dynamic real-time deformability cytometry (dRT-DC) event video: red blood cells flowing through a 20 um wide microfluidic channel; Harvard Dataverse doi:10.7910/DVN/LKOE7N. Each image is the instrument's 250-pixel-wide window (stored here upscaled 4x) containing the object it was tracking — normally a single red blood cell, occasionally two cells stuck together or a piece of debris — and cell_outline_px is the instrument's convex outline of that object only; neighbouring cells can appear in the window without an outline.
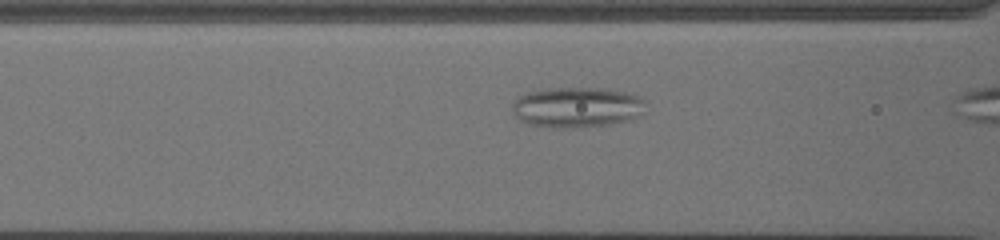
{"species": "common noctule bat (a hibernating species)", "species_latin": "Nyctalus noctula", "temperature_condition": "cold", "stored_images_in_passage": 13, "camera_frame_rate_fps": 3000, "um_per_image_px": 0.085, "animal": {"sex": "female", "body_mass_g": 19.5, "forearm_length_mm": 54.1}, "frame": {"image": 1, "passage_image": 11, "time_ms": 3.333, "image_size_px": [1000, 240], "cell_outline_px": [[644, 100], [636, 116], [628, 120], [612, 124], [532, 124], [520, 120], [512, 112], [512, 104], [520, 96], [528, 92], [548, 88], [604, 88], [624, 92], [636, 96]], "centroid_in_image_um": [48.99, 9.04], "position_along_channel_um": 117.6, "area_um2": 29.48}}